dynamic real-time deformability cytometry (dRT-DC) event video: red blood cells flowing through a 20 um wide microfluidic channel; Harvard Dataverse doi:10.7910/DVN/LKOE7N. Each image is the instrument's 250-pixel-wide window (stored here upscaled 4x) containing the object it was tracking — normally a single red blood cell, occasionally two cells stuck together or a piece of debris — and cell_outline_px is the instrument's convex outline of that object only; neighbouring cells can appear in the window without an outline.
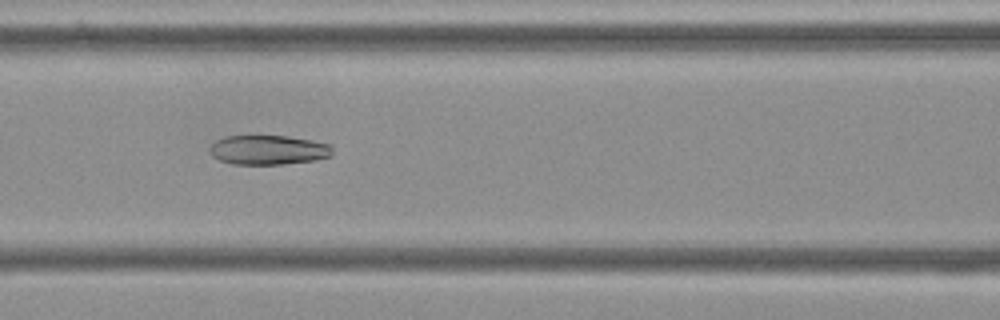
{"species": "Egyptian fruit bat (a non-hibernating species)", "species_latin": "Rousettus aegyptiacus", "temperature_condition": "cold", "stored_images_in_passage": 56, "camera_frame_rate_fps": 3000, "um_per_image_px": 0.085, "frame": {"image": 1, "passage_image": 24, "time_ms": 7.667, "image_size_px": [1000, 320], "cell_outline_px": [[332, 156], [316, 160], [284, 164], [232, 164], [220, 160], [212, 156], [208, 148], [216, 140], [224, 136], [288, 136], [312, 140], [332, 144]], "centroid_in_image_um": [22.82, 12.74], "position_along_channel_um": 143.8, "area_um2": 21.27}}
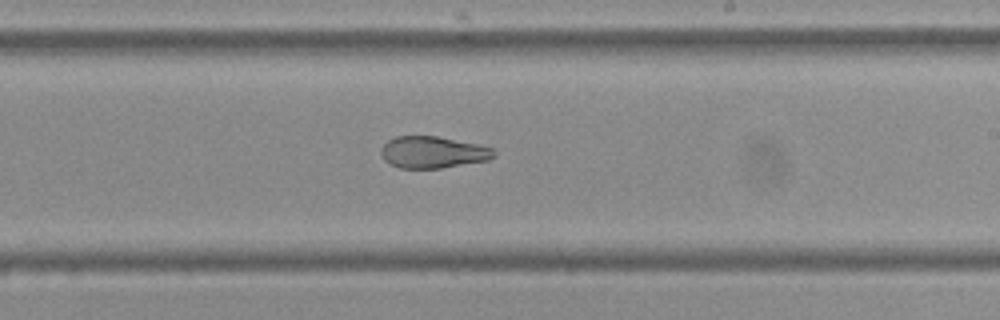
{"frame": {"image": 2, "passage_image": 33, "time_ms": 10.667, "image_size_px": [1000, 320], "cell_outline_px": [[496, 156], [488, 160], [440, 168], [400, 168], [388, 164], [384, 160], [380, 152], [380, 148], [388, 140], [396, 136], [436, 136], [476, 144], [492, 148], [496, 152]], "centroid_in_image_um": [36.76, 12.94], "position_along_channel_um": 252.2, "area_um2": 20.87}}
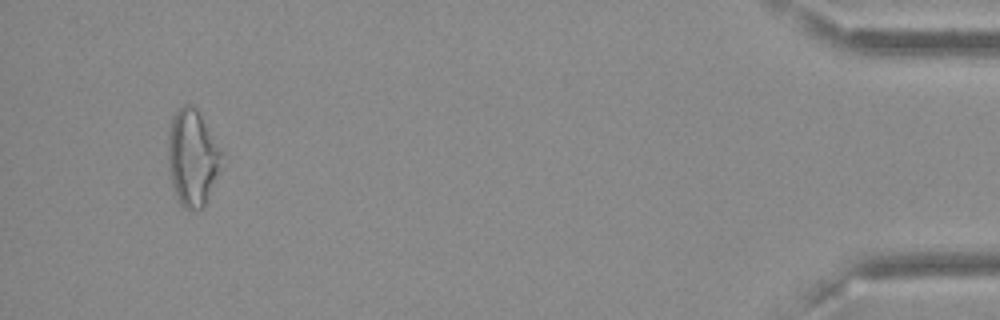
{"frame": {"image": 3, "passage_image": 53, "time_ms": 17.333, "image_size_px": [1000, 320], "cell_outline_px": [[220, 156], [216, 172], [204, 204], [200, 208], [184, 208], [180, 204], [176, 196], [172, 184], [168, 168], [168, 136], [172, 116], [184, 104], [188, 104], [196, 108], [220, 152]], "centroid_in_image_um": [16.26, 13.38], "position_along_channel_um": 418.9, "area_um2": 28.5}, "authors_computed_cell_mechanics": {"area_um2": 24.9985, "velocity_mm_per_s": 3.622, "shape_relaxation_time_tau1_ms": null, "shape_relaxation_time_tau2_ms": 2.2459, "deformation_change_tau1": null, "deformation_change_tau2": 0.0753}}